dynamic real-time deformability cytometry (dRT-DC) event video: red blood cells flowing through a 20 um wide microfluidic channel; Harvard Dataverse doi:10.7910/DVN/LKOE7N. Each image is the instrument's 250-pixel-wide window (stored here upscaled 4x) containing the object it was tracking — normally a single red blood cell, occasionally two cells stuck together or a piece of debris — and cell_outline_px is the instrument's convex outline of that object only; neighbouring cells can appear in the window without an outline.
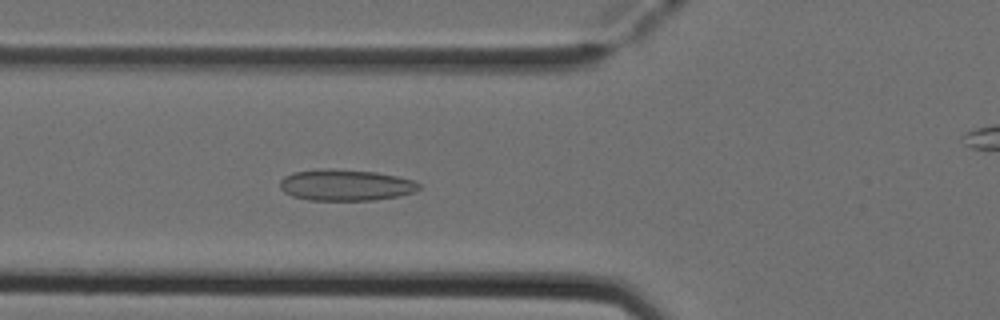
{"species": "Egyptian fruit bat (a non-hibernating species)", "species_latin": "Rousettus aegyptiacus", "temperature_condition": "cold", "stored_images_in_passage": 5, "camera_frame_rate_fps": 3000, "um_per_image_px": 0.085, "animal": {"sex": "female"}, "frame": {"image": 1, "passage_image": 4, "time_ms": 1.0, "image_size_px": [1000, 320], "cell_outline_px": [[420, 188], [412, 192], [400, 196], [372, 200], [308, 200], [292, 196], [284, 192], [280, 188], [280, 180], [284, 176], [292, 172], [324, 168], [332, 168], [376, 172], [396, 176], [412, 180], [420, 184]], "centroid_in_image_um": [29.34, 15.72], "position_along_channel_um": 96.5, "area_um2": 25.43}}